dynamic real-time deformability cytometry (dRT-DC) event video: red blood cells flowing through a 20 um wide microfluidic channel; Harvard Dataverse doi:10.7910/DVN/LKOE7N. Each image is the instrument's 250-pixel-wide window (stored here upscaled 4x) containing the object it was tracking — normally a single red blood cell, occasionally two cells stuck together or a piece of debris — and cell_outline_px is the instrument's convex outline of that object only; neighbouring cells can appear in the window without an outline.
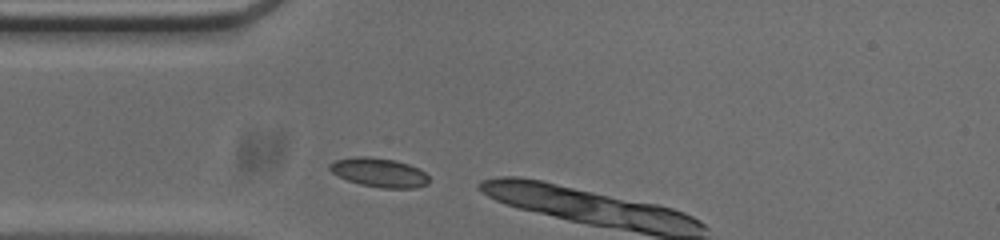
{"species": "common noctule bat (a hibernating species)", "species_latin": "Nyctalus noctula", "temperature_condition": "cold", "stored_images_in_passage": 2, "camera_frame_rate_fps": 3000, "um_per_image_px": 0.085, "animal": {"sex": "male", "body_mass_g": 20.0, "forearm_length_mm": 53.3}, "frame": {"image": 1, "passage_image": 1, "time_ms": 0.0, "image_size_px": [1000, 240], "cell_outline_px": [[596, 196], [572, 216], [560, 216], [532, 208], [496, 180], [532, 180]], "centroid_in_image_um": [46.59, 16.73], "position_along_channel_um": 38.4, "area_um2": 14.05}}